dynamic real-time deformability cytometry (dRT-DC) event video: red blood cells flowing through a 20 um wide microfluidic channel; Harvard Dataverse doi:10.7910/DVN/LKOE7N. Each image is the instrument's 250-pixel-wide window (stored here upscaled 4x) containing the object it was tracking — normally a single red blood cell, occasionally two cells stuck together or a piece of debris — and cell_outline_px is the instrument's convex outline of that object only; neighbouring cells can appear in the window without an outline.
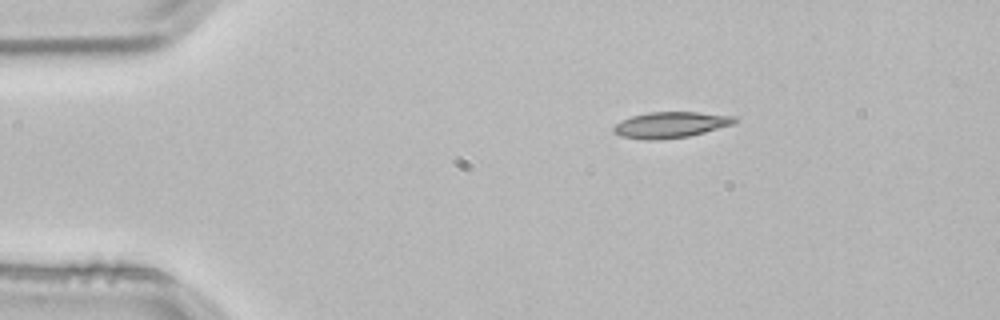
{"species": "common noctule bat (a hibernating species)", "species_latin": "Nyctalus noctula", "temperature_condition": "room temperature", "stored_images_in_passage": 3, "camera_frame_rate_fps": 3000, "um_per_image_px": 0.085, "animal": {"sex": "male", "body_mass_g": 21.5, "forearm_length_mm": 52.0}, "frame": {"image": 1, "passage_image": 1, "time_ms": 0.0, "image_size_px": [1000, 320], "cell_outline_px": [[736, 124], [688, 136], [656, 140], [648, 140], [620, 136], [612, 132], [612, 128], [616, 124], [632, 116], [648, 112], [696, 112], [736, 116]], "centroid_in_image_um": [57.01, 10.61], "position_along_channel_um": 28.0, "area_um2": 18.26}}
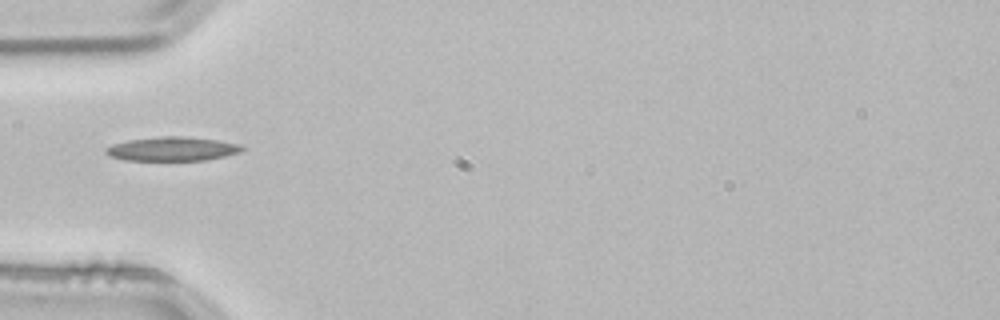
{"frame": {"image": 2, "passage_image": 3, "time_ms": 0.667, "image_size_px": [1000, 320], "cell_outline_px": [[248, 148], [240, 152], [224, 156], [204, 160], [124, 160], [108, 156], [104, 152], [104, 148], [112, 144], [128, 140], [164, 136], [184, 136], [216, 140], [240, 144]], "centroid_in_image_um": [14.63, 12.65], "position_along_channel_um": 70.4, "area_um2": 19.13}}